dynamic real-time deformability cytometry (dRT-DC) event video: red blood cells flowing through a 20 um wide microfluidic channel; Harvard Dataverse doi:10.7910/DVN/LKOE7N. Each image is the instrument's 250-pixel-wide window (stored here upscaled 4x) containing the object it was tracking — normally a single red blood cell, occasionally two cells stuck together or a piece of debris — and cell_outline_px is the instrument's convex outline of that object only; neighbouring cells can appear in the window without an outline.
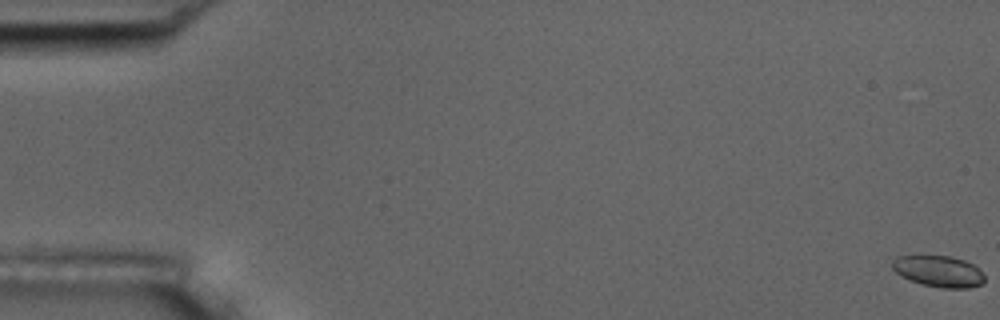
{"species": "common noctule bat (a hibernating species)", "species_latin": "Nyctalus noctula", "temperature_condition": "room temperature", "stored_images_in_passage": 5, "camera_frame_rate_fps": 3000, "um_per_image_px": 0.085, "animal": {"sex": "male", "body_mass_g": 17.5, "forearm_length_mm": 52.3}, "frame": {"image": 1, "passage_image": 1, "time_ms": 0.0, "image_size_px": [1000, 320], "cell_outline_px": [[984, 280], [980, 284], [968, 288], [940, 288], [924, 284], [900, 276], [892, 268], [892, 260], [896, 256], [920, 252], [952, 256], [964, 260], [972, 264], [984, 276]], "centroid_in_image_um": [79.69, 22.99], "position_along_channel_um": 5.3, "area_um2": 17.4}}
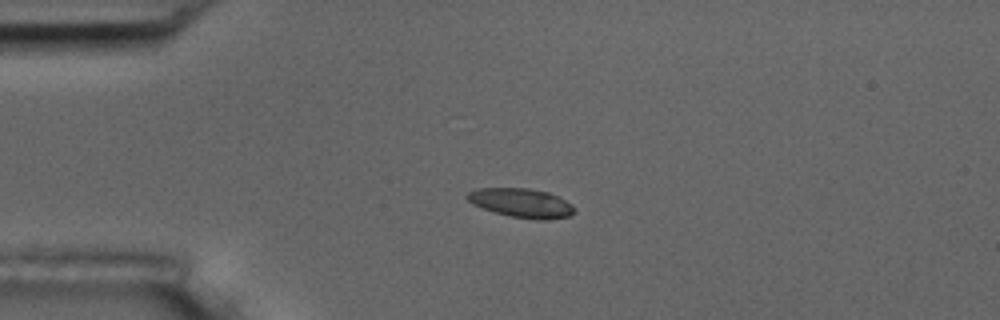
{"frame": {"image": 2, "passage_image": 4, "time_ms": 4.667, "image_size_px": [1000, 320], "cell_outline_px": [[576, 208], [568, 216], [548, 220], [536, 220], [512, 216], [496, 212], [472, 204], [464, 196], [468, 192], [476, 188], [528, 188], [548, 192], [572, 204]], "centroid_in_image_um": [44.3, 17.24], "position_along_channel_um": 40.7, "area_um2": 18.03}}